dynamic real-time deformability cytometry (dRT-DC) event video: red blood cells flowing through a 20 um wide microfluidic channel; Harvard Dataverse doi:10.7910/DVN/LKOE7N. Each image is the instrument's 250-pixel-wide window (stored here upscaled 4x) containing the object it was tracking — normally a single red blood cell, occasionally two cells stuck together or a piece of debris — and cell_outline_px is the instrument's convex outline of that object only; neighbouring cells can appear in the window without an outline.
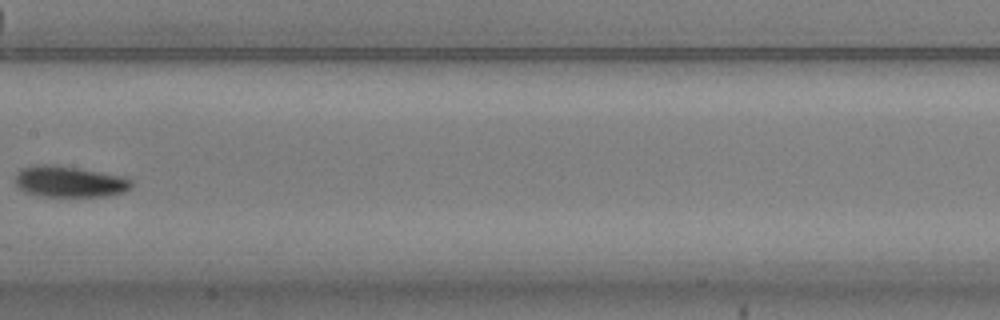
{"species": "common noctule bat (a hibernating species)", "species_latin": "Nyctalus noctula", "temperature_condition": "warm", "stored_images_in_passage": 9, "camera_frame_rate_fps": 3000, "um_per_image_px": 0.085, "animal": {"sex": "male", "body_mass_g": 20.5, "forearm_length_mm": 52.5}, "frame": {"image": 1, "passage_image": 8, "time_ms": 2.333, "image_size_px": [1000, 320], "cell_outline_px": [[132, 188], [124, 192], [104, 196], [40, 196], [24, 192], [16, 188], [16, 176], [20, 168], [36, 164], [56, 164], [80, 168], [120, 176], [132, 180]], "centroid_in_image_um": [5.86, 15.43], "position_along_channel_um": 201.5, "area_um2": 21.27}}
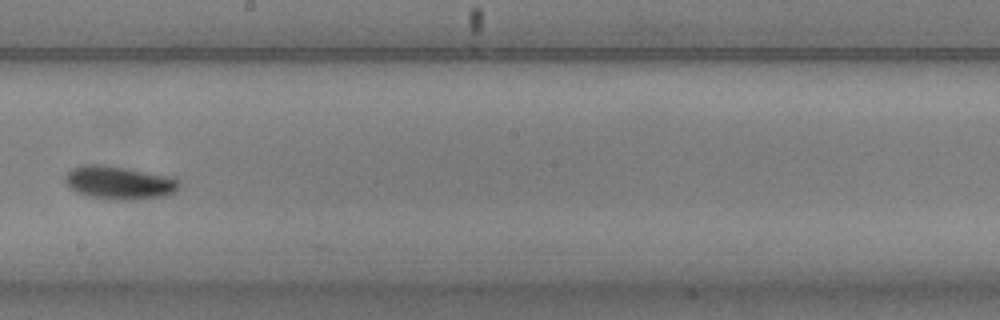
{"frame": {"image": 2, "passage_image": 9, "time_ms": 2.667, "image_size_px": [1000, 320], "cell_outline_px": [[180, 184], [172, 192], [164, 196], [120, 200], [92, 196], [76, 192], [64, 180], [64, 176], [72, 168], [80, 164], [104, 164], [128, 168], [168, 176], [180, 180]], "centroid_in_image_um": [10.09, 15.49], "position_along_channel_um": 238.1, "area_um2": 21.73}}